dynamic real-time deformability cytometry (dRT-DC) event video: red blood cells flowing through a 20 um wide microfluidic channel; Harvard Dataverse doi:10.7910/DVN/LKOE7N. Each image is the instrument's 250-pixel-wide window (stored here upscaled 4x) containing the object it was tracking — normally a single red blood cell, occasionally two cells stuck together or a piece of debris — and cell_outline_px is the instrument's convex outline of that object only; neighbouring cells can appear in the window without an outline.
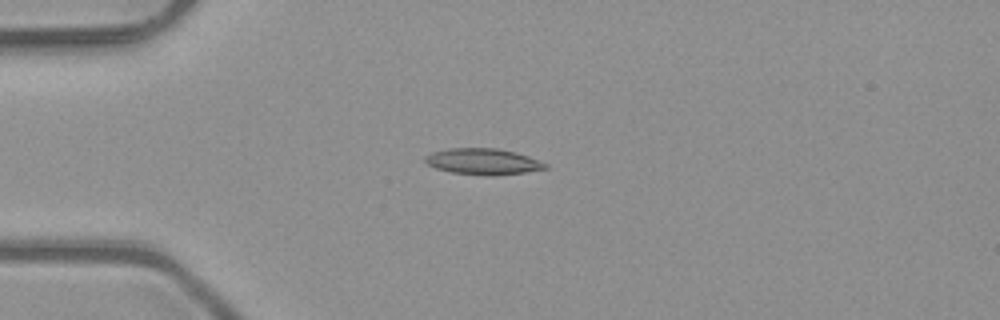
{"species": "common noctule bat (a hibernating species)", "species_latin": "Nyctalus noctula", "temperature_condition": "room temperature", "stored_images_in_passage": 6, "camera_frame_rate_fps": 3000, "um_per_image_px": 0.085, "animal": {"sex": "male", "body_mass_g": 23.1, "forearm_length_mm": 52.7}, "frame": {"image": 1, "passage_image": 3, "time_ms": 0.667, "image_size_px": [1000, 320], "cell_outline_px": [[548, 168], [524, 172], [492, 176], [488, 176], [452, 172], [436, 168], [428, 164], [424, 160], [424, 156], [432, 152], [448, 148], [496, 148], [516, 152], [528, 156], [548, 164]], "centroid_in_image_um": [41.05, 13.72], "position_along_channel_um": 43.9, "area_um2": 18.26}}
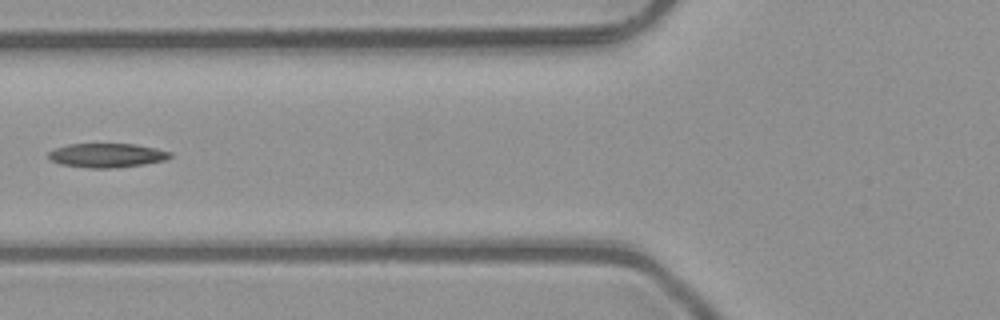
{"frame": {"image": 2, "passage_image": 5, "time_ms": 1.333, "image_size_px": [1000, 320], "cell_outline_px": [[172, 156], [164, 160], [144, 164], [116, 168], [88, 168], [60, 164], [52, 160], [48, 156], [48, 152], [56, 148], [68, 144], [132, 144], [156, 148], [172, 152]], "centroid_in_image_um": [9.09, 13.21], "position_along_channel_um": 116.7, "area_um2": 17.05}}
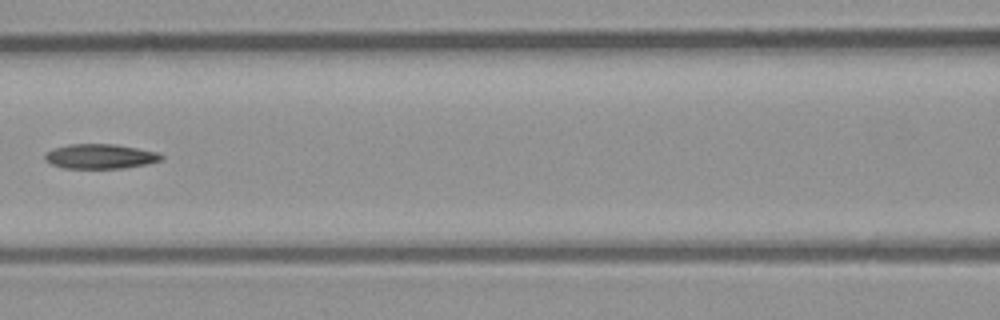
{"frame": {"image": 3, "passage_image": 6, "time_ms": 1.667, "image_size_px": [1000, 320], "cell_outline_px": [[164, 156], [160, 160], [148, 164], [124, 168], [64, 168], [52, 164], [44, 160], [44, 152], [52, 148], [68, 144], [116, 144], [160, 152]], "centroid_in_image_um": [8.51, 13.28], "position_along_channel_um": 158.1, "area_um2": 16.99}}